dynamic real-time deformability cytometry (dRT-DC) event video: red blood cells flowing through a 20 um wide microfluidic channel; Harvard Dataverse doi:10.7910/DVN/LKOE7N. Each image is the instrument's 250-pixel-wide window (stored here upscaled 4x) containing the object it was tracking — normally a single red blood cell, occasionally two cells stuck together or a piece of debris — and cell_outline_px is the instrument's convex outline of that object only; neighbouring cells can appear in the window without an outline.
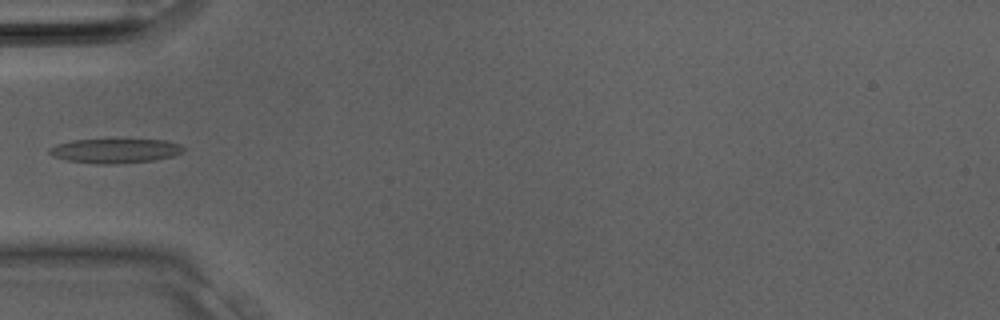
{"species": "Egyptian fruit bat (a non-hibernating species)", "species_latin": "Rousettus aegyptiacus", "temperature_condition": "room temperature", "stored_images_in_passage": 5, "camera_frame_rate_fps": 3000, "um_per_image_px": 0.085, "animal": {"sex": "male"}, "frame": {"image": 1, "passage_image": 4, "time_ms": 1.0, "image_size_px": [1000, 320], "cell_outline_px": [[184, 152], [172, 156], [156, 160], [116, 164], [96, 164], [68, 160], [52, 156], [48, 152], [48, 148], [56, 144], [72, 140], [164, 140], [180, 144], [184, 148]], "centroid_in_image_um": [9.77, 12.83], "position_along_channel_um": 75.2, "area_um2": 19.07}}